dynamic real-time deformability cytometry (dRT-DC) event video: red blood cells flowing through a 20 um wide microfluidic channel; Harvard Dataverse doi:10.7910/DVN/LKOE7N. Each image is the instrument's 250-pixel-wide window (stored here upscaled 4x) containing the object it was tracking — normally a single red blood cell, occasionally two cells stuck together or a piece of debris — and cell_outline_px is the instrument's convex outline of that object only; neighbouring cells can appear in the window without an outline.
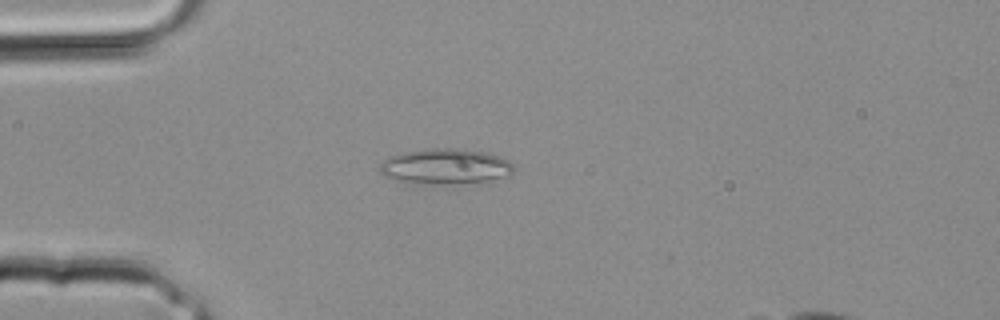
{"species": "common noctule bat (a hibernating species)", "species_latin": "Nyctalus noctula", "temperature_condition": "room temperature", "stored_images_in_passage": 26, "camera_frame_rate_fps": 3000, "um_per_image_px": 0.085, "animal": {"sex": "male", "body_mass_g": 20.4}, "frame": {"image": 1, "passage_image": 2, "time_ms": 0.333, "image_size_px": [1000, 320], "cell_outline_px": [[516, 168], [512, 172], [488, 180], [432, 188], [396, 180], [384, 176], [380, 172], [380, 164], [384, 160], [392, 156], [404, 152], [432, 148], [464, 148], [484, 152], [500, 156], [508, 160]], "centroid_in_image_um": [37.81, 14.18], "position_along_channel_um": 47.2, "area_um2": 28.38}}
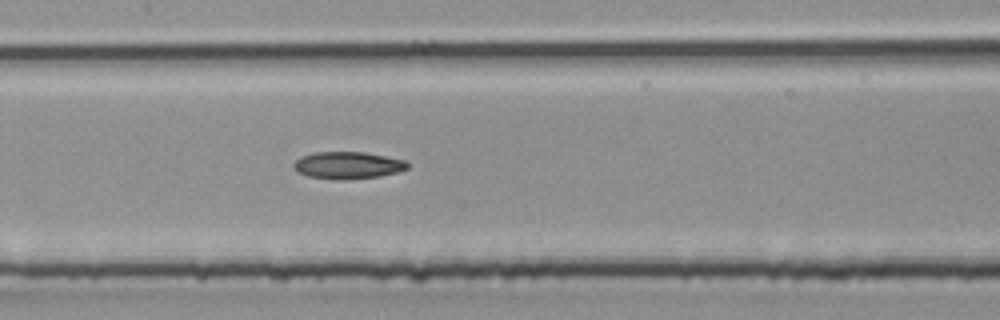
{"frame": {"image": 2, "passage_image": 9, "time_ms": 2.667, "image_size_px": [1000, 320], "cell_outline_px": [[408, 168], [396, 172], [380, 176], [344, 180], [340, 180], [308, 176], [292, 168], [292, 164], [300, 156], [316, 152], [364, 152], [404, 160], [408, 164]], "centroid_in_image_um": [29.52, 14.05], "position_along_channel_um": 177.9, "area_um2": 17.86}}
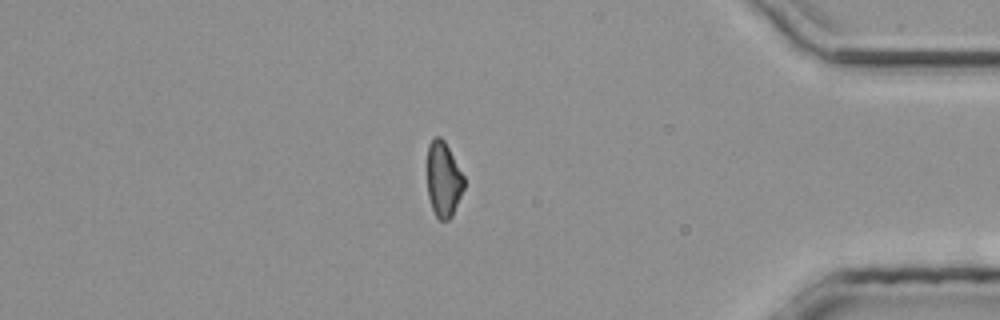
{"frame": {"image": 3, "passage_image": 21, "time_ms": 6.667, "image_size_px": [1000, 320], "cell_outline_px": [[464, 188], [452, 216], [448, 220], [440, 220], [436, 216], [432, 208], [428, 196], [428, 144], [436, 136], [440, 136], [444, 140], [464, 176]], "centroid_in_image_um": [37.7, 15.25], "position_along_channel_um": 397.5, "area_um2": 15.95}}